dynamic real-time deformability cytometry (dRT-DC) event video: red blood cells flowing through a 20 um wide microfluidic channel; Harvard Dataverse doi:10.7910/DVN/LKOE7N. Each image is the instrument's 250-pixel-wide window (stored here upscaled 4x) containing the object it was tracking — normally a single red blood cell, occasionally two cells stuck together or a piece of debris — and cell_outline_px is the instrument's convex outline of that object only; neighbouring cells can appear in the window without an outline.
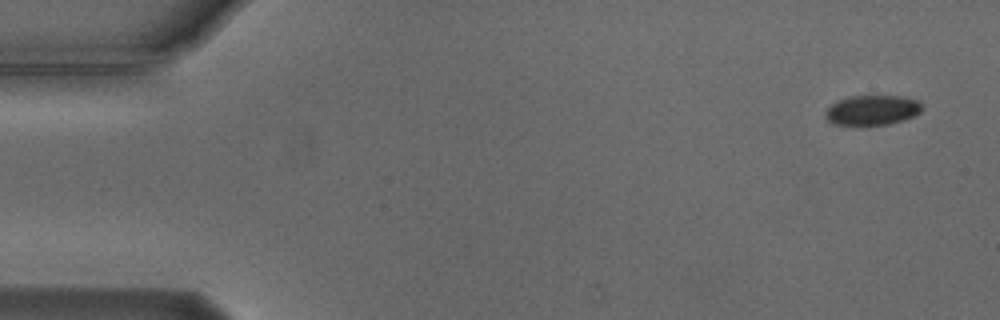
{"species": "Egyptian fruit bat (a non-hibernating species)", "species_latin": "Rousettus aegyptiacus", "temperature_condition": "cold", "stored_images_in_passage": 53, "camera_frame_rate_fps": 3000, "um_per_image_px": 0.085, "animal": {"sex": "male"}, "frame": {"image": 1, "passage_image": 1, "time_ms": 0.0, "image_size_px": [1000, 320], "cell_outline_px": [[924, 108], [920, 112], [912, 116], [888, 124], [832, 124], [824, 116], [824, 112], [832, 104], [848, 96], [900, 96], [916, 100]], "centroid_in_image_um": [74.11, 9.35], "position_along_channel_um": 10.9, "area_um2": 16.47}}
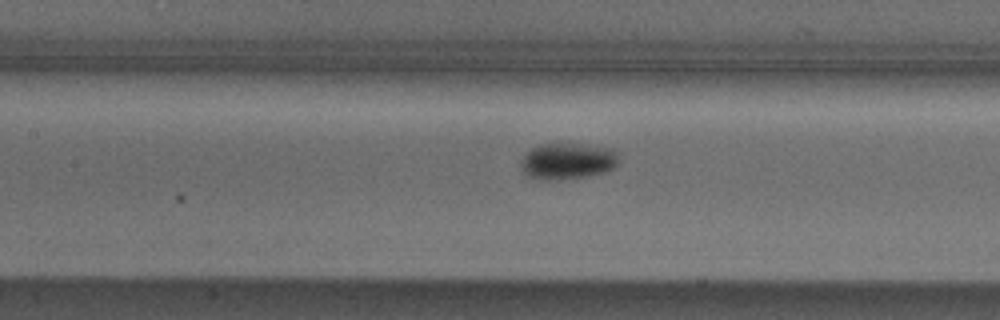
{"frame": {"image": 2, "passage_image": 23, "time_ms": 7.333, "image_size_px": [1000, 320], "cell_outline_px": [[620, 160], [612, 168], [604, 172], [588, 176], [552, 180], [536, 180], [528, 176], [524, 172], [520, 164], [520, 160], [532, 148], [540, 144], [576, 144], [612, 148], [620, 156]], "centroid_in_image_um": [48.24, 13.7], "position_along_channel_um": 159.2, "area_um2": 20.69}}
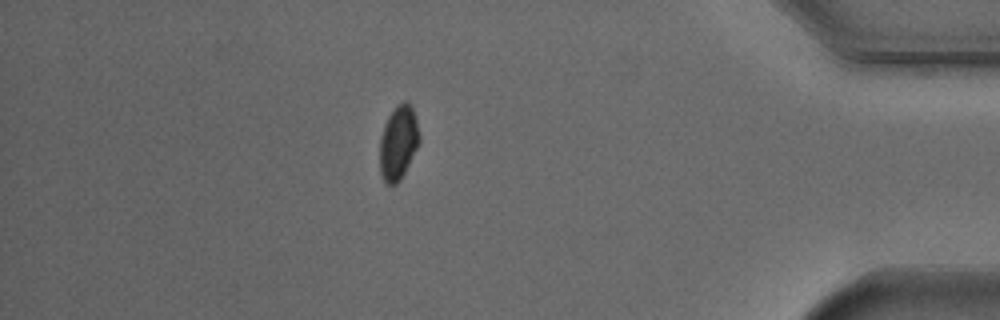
{"frame": {"image": 3, "passage_image": 46, "time_ms": 15.0, "image_size_px": [1000, 320], "cell_outline_px": [[420, 140], [400, 180], [396, 184], [388, 184], [384, 180], [380, 172], [380, 136], [384, 124], [388, 116], [396, 104], [404, 100], [408, 100], [412, 108], [416, 120], [420, 136]], "centroid_in_image_um": [33.84, 12.07], "position_along_channel_um": 401.4, "area_um2": 16.99}, "authors_computed_cell_mechanics": {"area_um2": 18.4382, "velocity_mm_per_s": 3.7395, "shape_relaxation_time_tau1_ms": 5.2338, "shape_relaxation_time_tau2_ms": null, "deformation_change_tau1": 0.0774, "deformation_change_tau2": null}}